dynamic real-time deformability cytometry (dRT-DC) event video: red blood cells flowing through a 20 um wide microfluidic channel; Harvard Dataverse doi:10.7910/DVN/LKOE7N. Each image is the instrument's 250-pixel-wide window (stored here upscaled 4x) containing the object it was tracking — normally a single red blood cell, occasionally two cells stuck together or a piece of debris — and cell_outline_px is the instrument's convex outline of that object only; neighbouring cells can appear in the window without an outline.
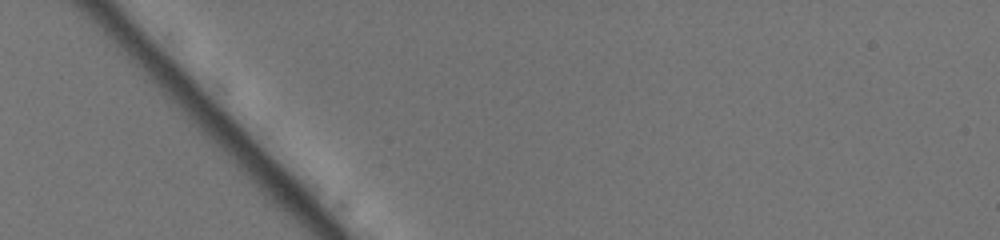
{"species": "common noctule bat (a hibernating species)", "species_latin": "Nyctalus noctula", "temperature_condition": "warm", "stored_images_in_passage": 3, "camera_frame_rate_fps": 3000, "um_per_image_px": 0.085, "animal": {"sex": "female", "body_mass_g": 19.5, "forearm_length_mm": 54.1}, "frame": {"image": 1, "passage_image": 1, "time_ms": 0.0, "image_size_px": [1000, 240], "cell_outline_px": [[456, 196], [452, 200], [440, 200], [428, 188], [400, 156], [400, 148], [420, 148], [452, 172]], "centroid_in_image_um": [36.59, 14.68], "position_along_channel_um": 48.4, "area_um2": 10.98}}